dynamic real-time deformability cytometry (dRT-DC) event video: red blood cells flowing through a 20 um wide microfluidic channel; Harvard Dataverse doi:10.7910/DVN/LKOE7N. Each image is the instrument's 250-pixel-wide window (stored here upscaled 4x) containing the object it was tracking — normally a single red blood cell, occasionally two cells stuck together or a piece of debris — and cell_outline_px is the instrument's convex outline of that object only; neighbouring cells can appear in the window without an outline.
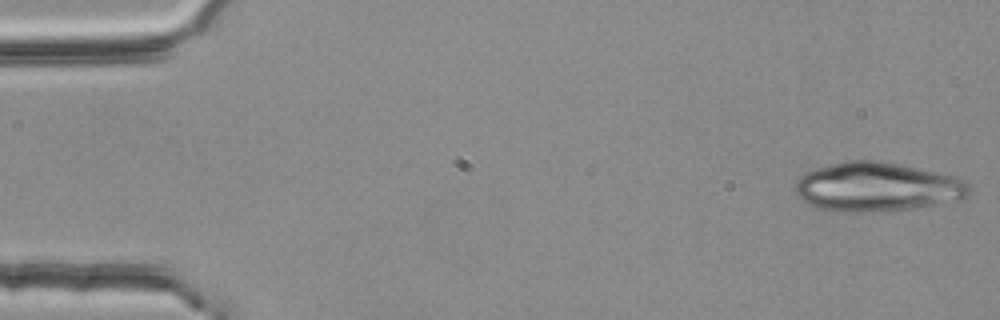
{"species": "common noctule bat (a hibernating species)", "species_latin": "Nyctalus noctula", "temperature_condition": "room temperature", "stored_images_in_passage": 17, "camera_frame_rate_fps": 3000, "um_per_image_px": 0.085, "animal": {"sex": "female", "body_mass_g": 25.1}, "frame": {"image": 1, "passage_image": 1, "time_ms": 0.0, "image_size_px": [1000, 320], "cell_outline_px": [[972, 192], [968, 196], [960, 200], [908, 208], [856, 212], [836, 212], [816, 208], [808, 204], [796, 196], [796, 180], [804, 172], [816, 168], [848, 160], [880, 160], [956, 176], [964, 180], [968, 184]], "centroid_in_image_um": [74.53, 15.88], "position_along_channel_um": 10.5, "area_um2": 49.77}}